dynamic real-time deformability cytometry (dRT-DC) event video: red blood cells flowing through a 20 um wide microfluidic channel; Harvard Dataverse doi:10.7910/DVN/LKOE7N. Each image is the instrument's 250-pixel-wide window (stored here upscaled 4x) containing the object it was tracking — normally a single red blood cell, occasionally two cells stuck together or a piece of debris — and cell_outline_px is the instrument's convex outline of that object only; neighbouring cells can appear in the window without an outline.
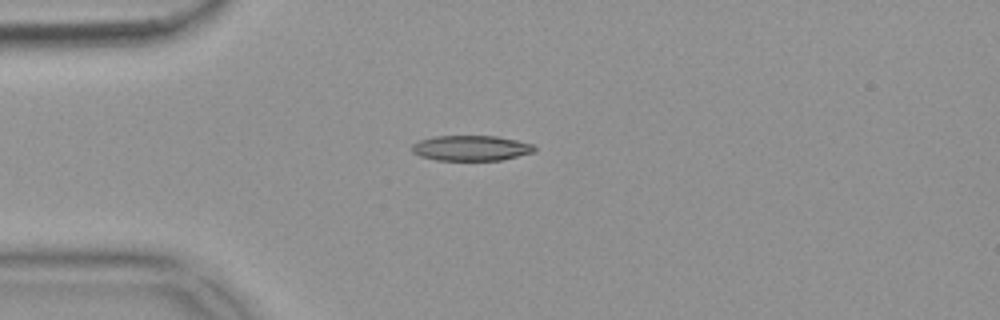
{"species": "common noctule bat (a hibernating species)", "species_latin": "Nyctalus noctula", "temperature_condition": "warm", "stored_images_in_passage": 42, "camera_frame_rate_fps": 3000, "um_per_image_px": 0.085, "animal": {"sex": "female", "body_mass_g": 18.4}, "frame": {"image": 1, "passage_image": 1, "time_ms": 0.0, "image_size_px": [1000, 320], "cell_outline_px": [[536, 148], [532, 152], [500, 160], [436, 160], [420, 156], [412, 152], [412, 144], [420, 140], [436, 136], [496, 136], [516, 140], [532, 144]], "centroid_in_image_um": [40.0, 12.58], "position_along_channel_um": 45.0, "area_um2": 17.86}}
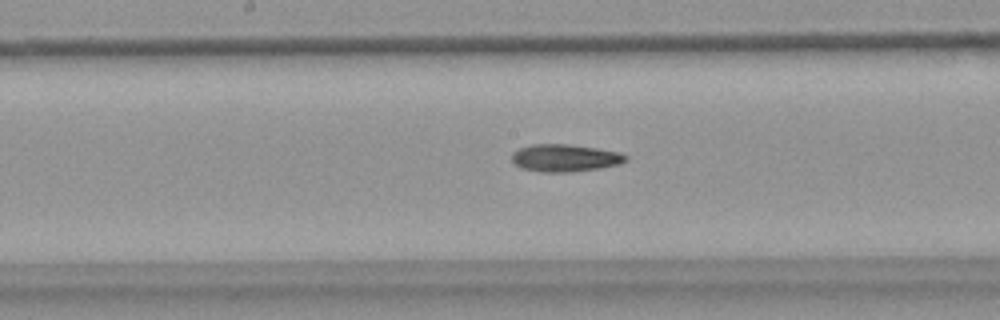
{"frame": {"image": 2, "passage_image": 15, "time_ms": 4.667, "image_size_px": [1000, 320], "cell_outline_px": [[628, 160], [620, 164], [600, 168], [568, 172], [540, 172], [520, 168], [512, 164], [512, 152], [520, 148], [532, 144], [568, 144], [596, 148], [620, 152], [628, 156]], "centroid_in_image_um": [48.0, 13.43], "position_along_channel_um": 200.2, "area_um2": 18.38}}
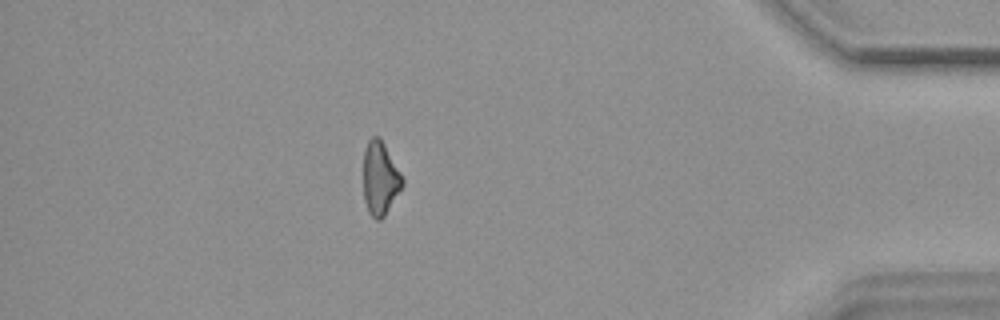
{"frame": {"image": 3, "passage_image": 35, "time_ms": 11.333, "image_size_px": [1000, 320], "cell_outline_px": [[404, 184], [384, 216], [380, 220], [376, 220], [368, 212], [364, 200], [364, 148], [368, 140], [372, 136], [380, 136], [400, 172], [404, 180]], "centroid_in_image_um": [32.3, 15.14], "position_along_channel_um": 402.9, "area_um2": 16.65}}